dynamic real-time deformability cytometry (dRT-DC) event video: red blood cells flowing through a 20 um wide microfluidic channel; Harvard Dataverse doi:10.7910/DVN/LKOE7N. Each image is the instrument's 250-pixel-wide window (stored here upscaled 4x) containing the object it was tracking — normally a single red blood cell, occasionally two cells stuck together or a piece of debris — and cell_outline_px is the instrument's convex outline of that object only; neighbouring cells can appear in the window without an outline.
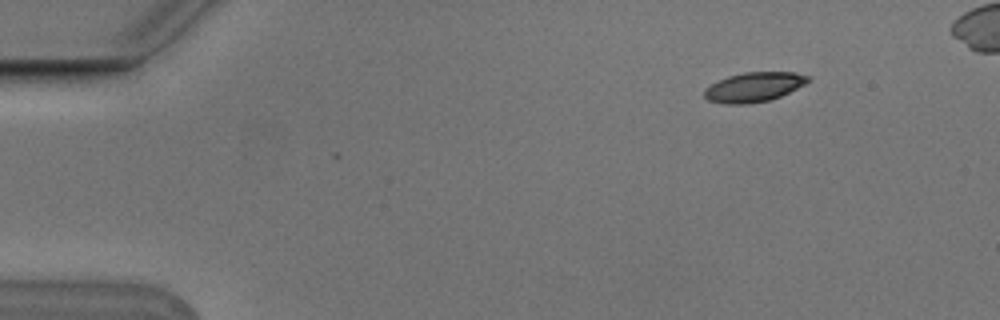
{"species": "Egyptian fruit bat (a non-hibernating species)", "species_latin": "Rousettus aegyptiacus", "temperature_condition": "cold", "stored_images_in_passage": 4, "camera_frame_rate_fps": 3000, "um_per_image_px": 0.085, "animal": {"sex": "male"}, "frame": {"image": 1, "passage_image": 1, "time_ms": 0.0, "image_size_px": [1000, 320], "cell_outline_px": [[812, 80], [780, 96], [768, 100], [748, 104], [724, 104], [708, 100], [704, 96], [704, 88], [728, 76], [744, 72], [796, 72], [808, 76]], "centroid_in_image_um": [64.07, 7.4], "position_along_channel_um": 20.9, "area_um2": 17.74}}